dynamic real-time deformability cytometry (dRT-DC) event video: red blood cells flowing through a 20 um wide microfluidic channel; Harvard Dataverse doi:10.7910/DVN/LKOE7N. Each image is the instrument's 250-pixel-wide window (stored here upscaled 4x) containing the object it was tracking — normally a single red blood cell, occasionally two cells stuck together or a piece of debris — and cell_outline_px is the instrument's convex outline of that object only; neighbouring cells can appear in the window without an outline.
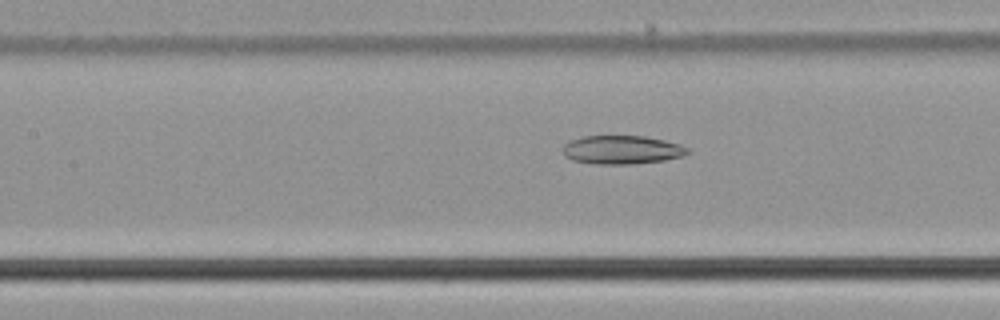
{"species": "common noctule bat (a hibernating species)", "species_latin": "Nyctalus noctula", "temperature_condition": "cold", "stored_images_in_passage": 51, "camera_frame_rate_fps": 3000, "um_per_image_px": 0.085, "animal": {"sex": "male", "body_mass_g": 21.5, "forearm_length_mm": 52.0}, "frame": {"image": 1, "passage_image": 25, "time_ms": 8.0, "image_size_px": [1000, 320], "cell_outline_px": [[692, 152], [680, 156], [664, 160], [632, 164], [596, 164], [572, 160], [564, 156], [564, 144], [568, 140], [584, 136], [644, 136], [664, 140], [680, 144], [688, 148]], "centroid_in_image_um": [52.85, 12.73], "position_along_channel_um": 154.5, "area_um2": 20.81}}
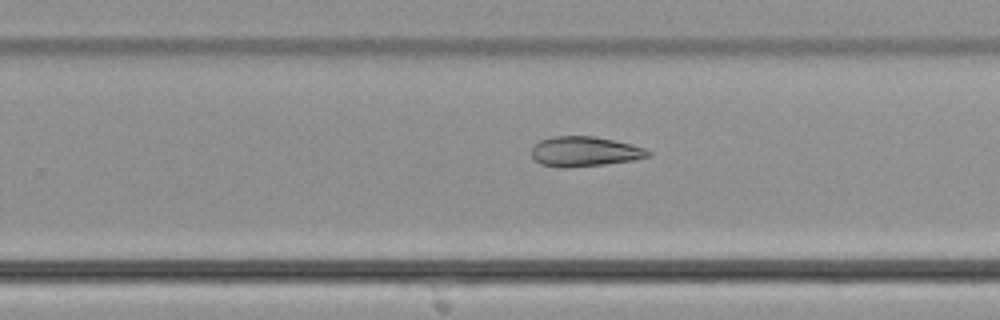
{"frame": {"image": 2, "passage_image": 35, "time_ms": 11.333, "image_size_px": [1000, 320], "cell_outline_px": [[652, 152], [648, 156], [632, 160], [604, 164], [540, 164], [532, 156], [532, 148], [540, 140], [552, 136], [592, 136], [632, 144], [644, 148]], "centroid_in_image_um": [49.74, 12.82], "position_along_channel_um": 280.1, "area_um2": 19.19}}
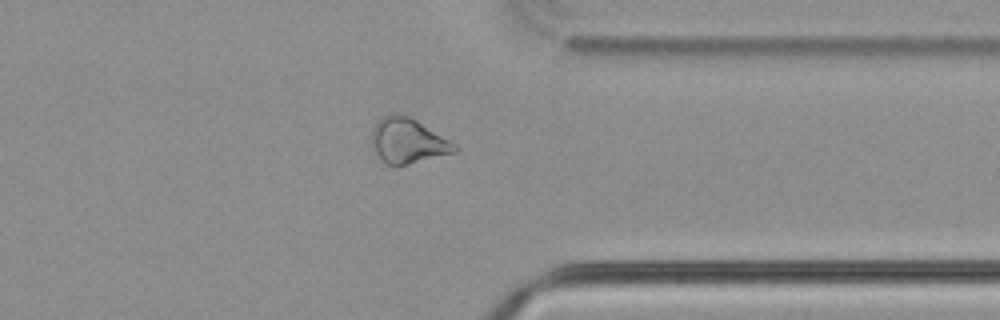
{"frame": {"image": 3, "passage_image": 43, "time_ms": 14.0, "image_size_px": [1000, 320], "cell_outline_px": [[460, 148], [456, 152], [396, 168], [384, 164], [380, 160], [372, 144], [372, 128], [384, 116], [392, 112], [400, 112], [416, 120], [456, 144]], "centroid_in_image_um": [34.66, 12.0], "position_along_channel_um": 376.7, "area_um2": 22.14}}